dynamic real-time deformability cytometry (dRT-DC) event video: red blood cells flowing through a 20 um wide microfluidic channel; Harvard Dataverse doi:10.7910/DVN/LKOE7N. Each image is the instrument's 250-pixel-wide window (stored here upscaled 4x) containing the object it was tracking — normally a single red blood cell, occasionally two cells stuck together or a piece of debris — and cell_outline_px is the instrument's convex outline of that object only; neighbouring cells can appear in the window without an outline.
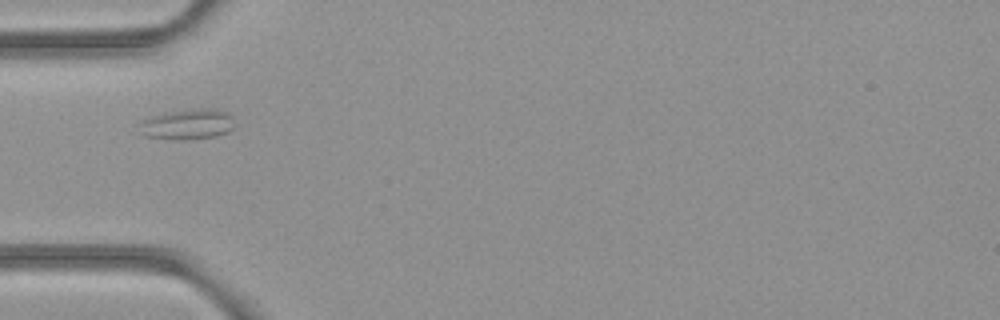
{"species": "common noctule bat (a hibernating species)", "species_latin": "Nyctalus noctula", "temperature_condition": "room temperature", "stored_images_in_passage": 5, "camera_frame_rate_fps": 3000, "um_per_image_px": 0.085, "animal": {"sex": "female", "body_mass_g": 21.9}, "frame": {"image": 1, "passage_image": 4, "time_ms": 1.0, "image_size_px": [1000, 320], "cell_outline_px": [[232, 128], [228, 132], [216, 136], [184, 140], [180, 140], [148, 136], [140, 124], [140, 120], [152, 116], [168, 112], [200, 108], [216, 108], [228, 112], [232, 116]], "centroid_in_image_um": [16.01, 10.54], "position_along_channel_um": 69.0, "area_um2": 16.59}}
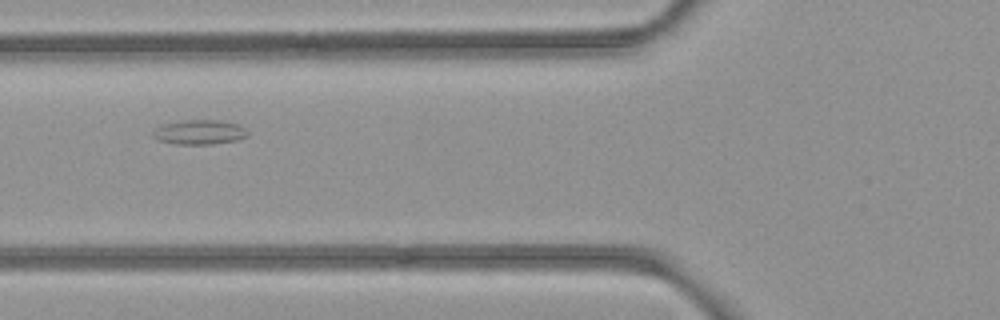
{"frame": {"image": 2, "passage_image": 5, "time_ms": 1.333, "image_size_px": [1000, 320], "cell_outline_px": [[248, 136], [236, 140], [212, 144], [176, 144], [156, 140], [152, 136], [152, 132], [160, 124], [184, 120], [220, 120], [240, 124], [248, 132]], "centroid_in_image_um": [16.93, 11.23], "position_along_channel_um": 108.9, "area_um2": 13.76}}